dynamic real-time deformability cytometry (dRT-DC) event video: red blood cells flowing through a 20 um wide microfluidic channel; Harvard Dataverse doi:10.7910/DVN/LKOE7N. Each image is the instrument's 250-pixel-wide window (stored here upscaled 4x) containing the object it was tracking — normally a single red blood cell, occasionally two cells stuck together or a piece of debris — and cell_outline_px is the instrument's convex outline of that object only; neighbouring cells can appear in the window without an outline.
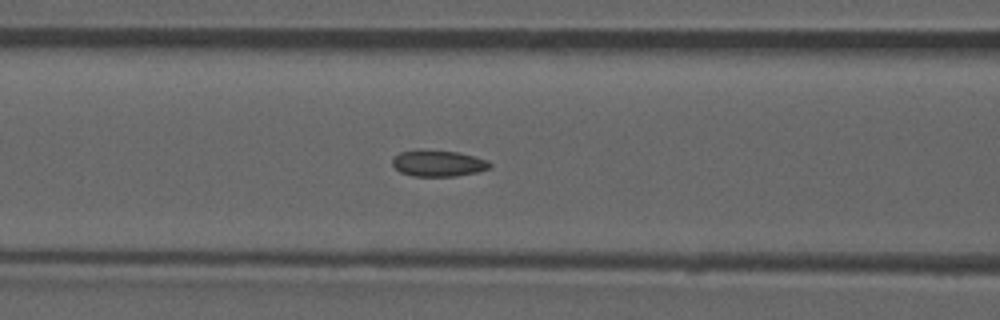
{"species": "common noctule bat (a hibernating species)", "species_latin": "Nyctalus noctula", "temperature_condition": "room temperature", "stored_images_in_passage": 26, "camera_frame_rate_fps": 3000, "um_per_image_px": 0.085, "animal": {"sex": "male", "forearm_length_mm": 52.5}, "frame": {"image": 1, "passage_image": 22, "time_ms": 7.0, "image_size_px": [1000, 320], "cell_outline_px": [[492, 164], [488, 168], [476, 172], [456, 176], [412, 176], [400, 172], [392, 164], [392, 160], [400, 152], [416, 148], [424, 148], [460, 152], [476, 156], [488, 160]], "centroid_in_image_um": [37.23, 13.85], "position_along_channel_um": 129.4, "area_um2": 15.32}}